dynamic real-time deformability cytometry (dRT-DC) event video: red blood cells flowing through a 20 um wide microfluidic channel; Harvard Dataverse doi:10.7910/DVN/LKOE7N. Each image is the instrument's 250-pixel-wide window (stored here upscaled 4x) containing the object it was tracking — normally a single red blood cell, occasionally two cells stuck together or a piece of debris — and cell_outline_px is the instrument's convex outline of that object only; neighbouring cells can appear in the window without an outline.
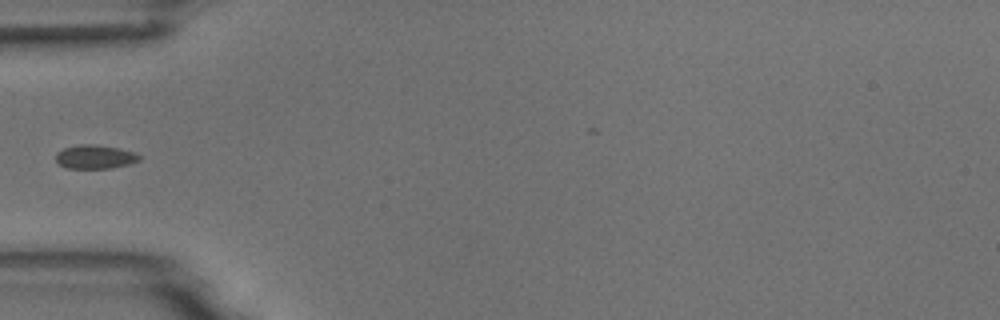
{"species": "common noctule bat (a hibernating species)", "species_latin": "Nyctalus noctula", "temperature_condition": "room temperature", "stored_images_in_passage": 31, "camera_frame_rate_fps": 3000, "um_per_image_px": 0.085, "animal": {"sex": "male", "body_mass_g": 18.8}, "frame": {"image": 1, "passage_image": 1, "time_ms": 0.0, "image_size_px": [1000, 320], "cell_outline_px": [[140, 160], [128, 164], [112, 168], [68, 168], [56, 164], [56, 152], [64, 148], [80, 144], [92, 144], [116, 148], [136, 152], [140, 156]], "centroid_in_image_um": [8.05, 13.33], "position_along_channel_um": 77.0, "area_um2": 11.56}}
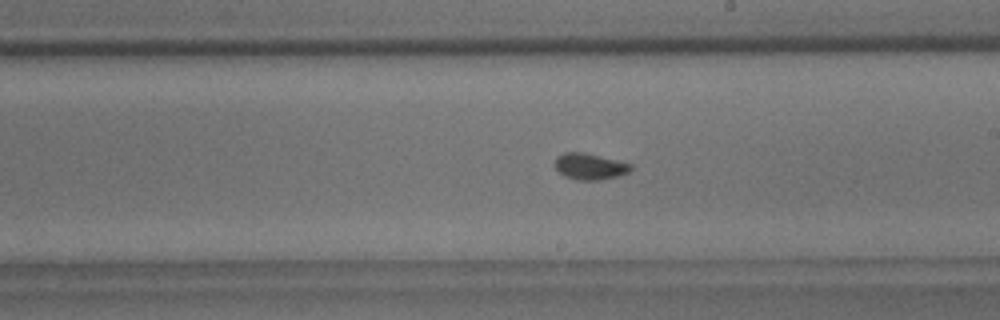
{"frame": {"image": 2, "passage_image": 14, "time_ms": 4.333, "image_size_px": [1000, 320], "cell_outline_px": [[632, 168], [628, 172], [616, 176], [600, 180], [576, 180], [564, 176], [552, 164], [556, 156], [564, 152], [584, 152], [632, 164]], "centroid_in_image_um": [50.07, 14.14], "position_along_channel_um": 238.9, "area_um2": 11.68}}
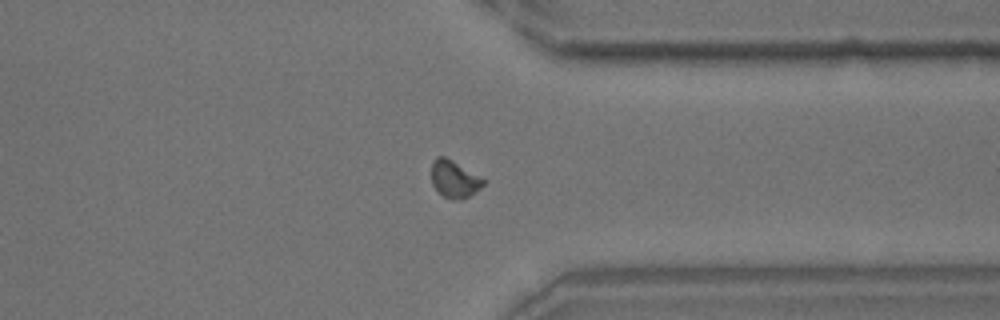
{"frame": {"image": 3, "passage_image": 25, "time_ms": 8.0, "image_size_px": [1000, 320], "cell_outline_px": [[488, 180], [480, 188], [468, 196], [460, 200], [452, 200], [444, 196], [432, 184], [432, 160], [436, 156], [444, 156], [452, 160]], "centroid_in_image_um": [38.64, 15.2], "position_along_channel_um": 372.8, "area_um2": 11.27}}